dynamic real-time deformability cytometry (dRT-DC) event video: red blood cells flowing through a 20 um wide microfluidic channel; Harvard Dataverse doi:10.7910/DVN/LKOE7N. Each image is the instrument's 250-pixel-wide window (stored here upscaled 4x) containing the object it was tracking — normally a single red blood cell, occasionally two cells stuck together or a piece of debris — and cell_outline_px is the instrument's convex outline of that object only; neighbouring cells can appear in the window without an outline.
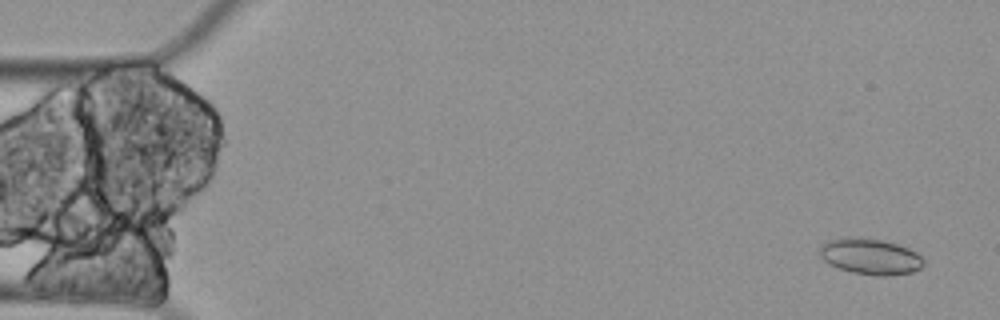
{"species": "Egyptian fruit bat (a non-hibernating species)", "species_latin": "Rousettus aegyptiacus", "temperature_condition": "cold", "stored_images_in_passage": 4, "camera_frame_rate_fps": 3000, "um_per_image_px": 0.085, "animal": {"sex": "female"}, "frame": {"image": 1, "passage_image": 1, "time_ms": 0.0, "image_size_px": [1000, 320], "cell_outline_px": [[924, 264], [920, 268], [912, 272], [884, 276], [876, 276], [852, 272], [828, 264], [820, 256], [820, 248], [828, 240], [840, 236], [860, 236], [880, 240], [896, 244], [908, 248], [916, 252], [924, 260]], "centroid_in_image_um": [73.95, 21.78], "position_along_channel_um": 11.0, "area_um2": 21.91}}
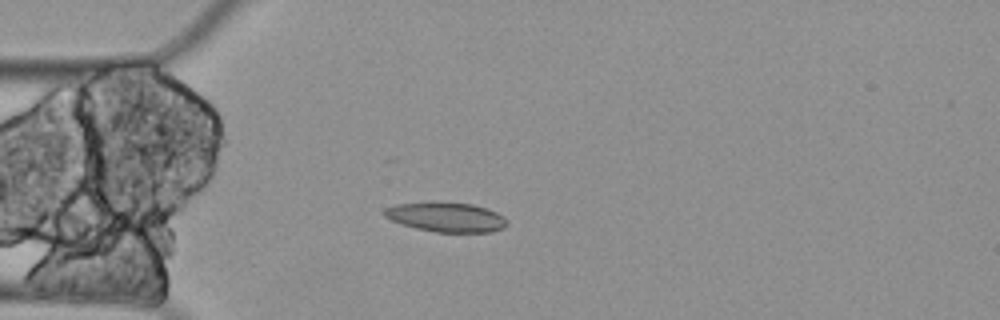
{"frame": {"image": 2, "passage_image": 4, "time_ms": 1.0, "image_size_px": [1000, 320], "cell_outline_px": [[508, 224], [504, 228], [492, 232], [436, 232], [416, 228], [392, 220], [384, 216], [384, 208], [396, 204], [432, 200], [472, 204], [496, 212], [504, 216], [508, 220]], "centroid_in_image_um": [37.94, 18.43], "position_along_channel_um": 47.1, "area_um2": 21.5}}